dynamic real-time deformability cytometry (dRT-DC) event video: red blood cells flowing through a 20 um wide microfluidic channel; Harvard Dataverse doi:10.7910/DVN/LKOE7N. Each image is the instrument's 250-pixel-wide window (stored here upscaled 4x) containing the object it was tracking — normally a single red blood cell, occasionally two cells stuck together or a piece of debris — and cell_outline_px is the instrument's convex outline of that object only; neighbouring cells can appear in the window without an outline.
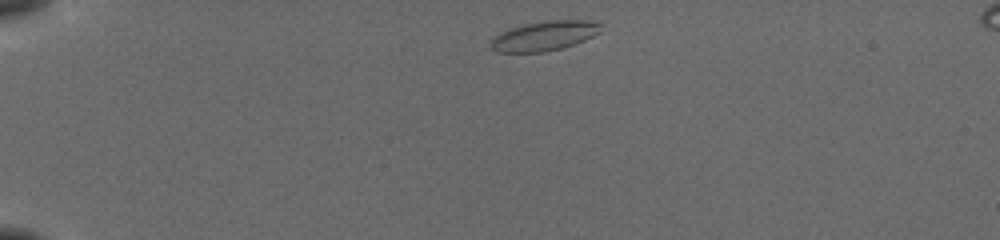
{"species": "common noctule bat (a hibernating species)", "species_latin": "Nyctalus noctula", "temperature_condition": "cold", "stored_images_in_passage": 43, "camera_frame_rate_fps": 3000, "um_per_image_px": 0.085, "animal": {"sex": "female", "body_mass_g": 19.5, "forearm_length_mm": 54.1}, "frame": {"image": 1, "passage_image": 1, "time_ms": 0.0, "image_size_px": [1000, 240], "cell_outline_px": [[600, 32], [584, 40], [560, 48], [544, 52], [496, 52], [492, 48], [492, 36], [500, 32], [524, 24], [548, 20], [588, 20], [600, 24]], "centroid_in_image_um": [46.24, 3.04], "position_along_channel_um": 38.8, "area_um2": 18.73}}
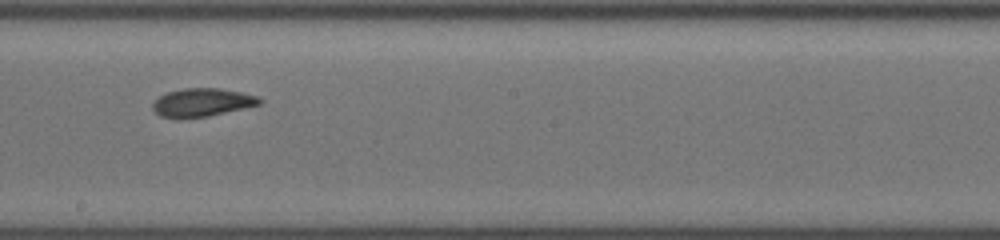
{"frame": {"image": 2, "passage_image": 21, "time_ms": 6.667, "image_size_px": [1000, 240], "cell_outline_px": [[264, 100], [260, 104], [208, 116], [160, 116], [152, 108], [152, 104], [160, 96], [168, 92], [184, 88], [220, 88], [260, 96]], "centroid_in_image_um": [17.24, 8.67], "position_along_channel_um": 231.0, "area_um2": 17.05}}
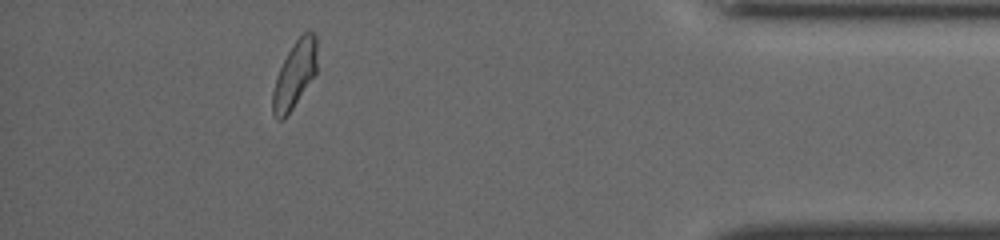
{"frame": {"image": 3, "passage_image": 38, "time_ms": 12.333, "image_size_px": [1000, 240], "cell_outline_px": [[316, 72], [284, 120], [276, 120], [272, 112], [272, 92], [276, 76], [288, 52], [296, 40], [308, 28], [316, 36]], "centroid_in_image_um": [25.02, 6.35], "position_along_channel_um": 410.2, "area_um2": 17.05}, "authors_computed_cell_mechanics": {"area_um2": 17.629, "velocity_mm_per_s": 3.8379, "shape_relaxation_time_tau1_ms": null, "shape_relaxation_time_tau2_ms": 3.3548, "deformation_change_tau1": null, "deformation_change_tau2": 0.0765}}